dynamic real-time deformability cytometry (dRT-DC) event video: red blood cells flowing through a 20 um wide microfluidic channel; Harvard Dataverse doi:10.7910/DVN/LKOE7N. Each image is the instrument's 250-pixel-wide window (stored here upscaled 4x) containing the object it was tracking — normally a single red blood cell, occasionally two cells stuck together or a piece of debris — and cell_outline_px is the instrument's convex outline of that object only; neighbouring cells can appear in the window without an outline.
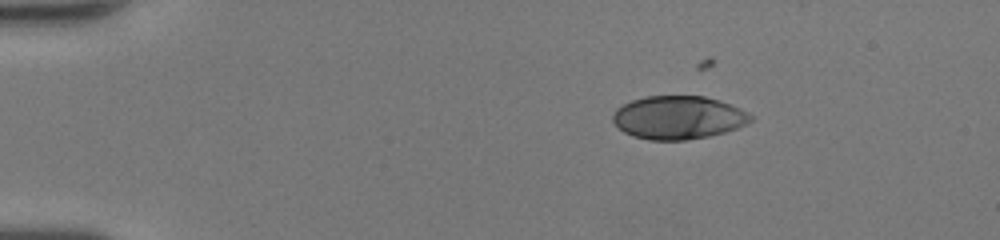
{"species": "human", "species_latin": "Homo sapiens", "temperature_condition": "room temperature", "stored_images_in_passage": 42, "camera_frame_rate_fps": 3000, "um_per_image_px": 0.085, "donor": {"sex": "female"}, "frame": {"image": 1, "passage_image": 1, "time_ms": 0.0, "image_size_px": [1000, 240], "cell_outline_px": [[756, 116], [752, 120], [736, 128], [724, 132], [708, 136], [684, 140], [648, 140], [632, 136], [624, 132], [612, 120], [612, 112], [616, 108], [632, 100], [648, 96], [704, 96], [720, 100], [740, 108]], "centroid_in_image_um": [57.65, 9.98], "position_along_channel_um": 27.3, "area_um2": 34.8}}
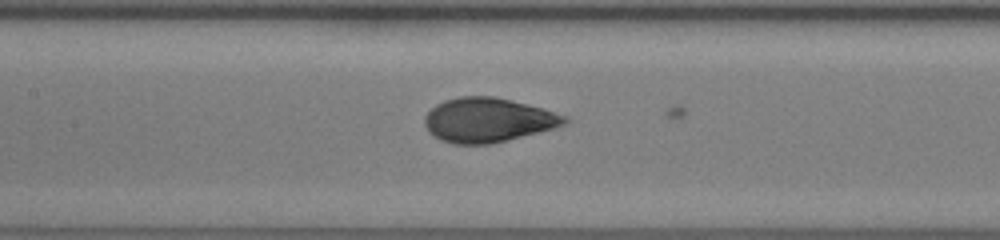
{"frame": {"image": 2, "passage_image": 17, "time_ms": 5.333, "image_size_px": [1000, 240], "cell_outline_px": [[568, 120], [564, 124], [552, 128], [492, 144], [452, 144], [440, 140], [428, 132], [424, 124], [424, 116], [436, 104], [444, 100], [460, 96], [496, 96], [544, 108], [564, 116]], "centroid_in_image_um": [41.41, 10.19], "position_along_channel_um": 166.0, "area_um2": 36.13}}
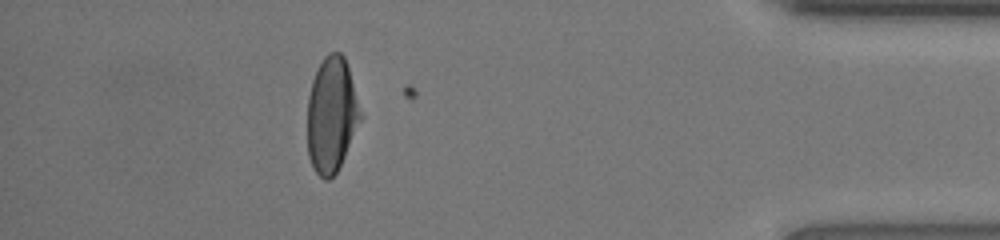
{"frame": {"image": 3, "passage_image": 37, "time_ms": 12.0, "image_size_px": [1000, 240], "cell_outline_px": [[364, 116], [336, 172], [328, 180], [324, 180], [312, 168], [308, 156], [308, 96], [312, 80], [324, 56], [328, 52], [340, 52], [344, 56]], "centroid_in_image_um": [28.2, 9.76], "position_along_channel_um": 407.0, "area_um2": 35.78}, "authors_computed_cell_mechanics": {"area_um2": 36.1539, "velocity_mm_per_s": 4.2628, "shape_relaxation_time_tau1_ms": 3.911, "shape_relaxation_time_tau2_ms": null, "deformation_change_tau1": 0.2205, "deformation_change_tau2": null}}